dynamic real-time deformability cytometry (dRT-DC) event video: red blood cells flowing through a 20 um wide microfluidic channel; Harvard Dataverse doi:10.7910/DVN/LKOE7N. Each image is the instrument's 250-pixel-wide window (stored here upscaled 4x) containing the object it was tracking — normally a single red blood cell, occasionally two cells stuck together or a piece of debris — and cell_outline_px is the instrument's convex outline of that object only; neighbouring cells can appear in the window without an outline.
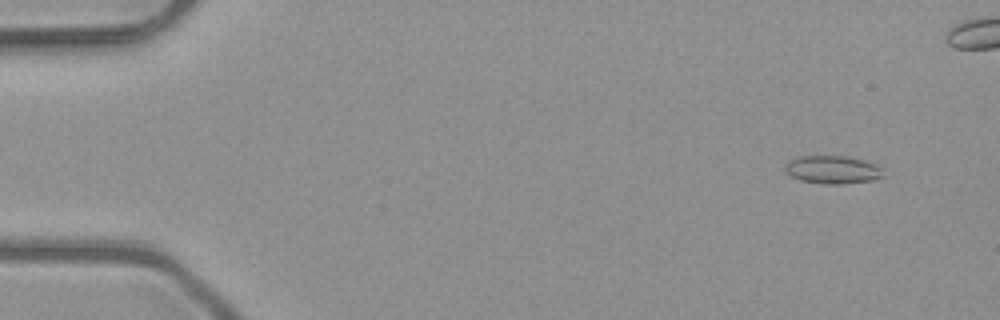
{"species": "common noctule bat (a hibernating species)", "species_latin": "Nyctalus noctula", "temperature_condition": "room temperature", "stored_images_in_passage": 6, "camera_frame_rate_fps": 3000, "um_per_image_px": 0.085, "animal": {"sex": "male", "body_mass_g": 23.1, "forearm_length_mm": 52.7}, "frame": {"image": 1, "passage_image": 2, "time_ms": 0.333, "image_size_px": [1000, 320], "cell_outline_px": [[880, 176], [872, 180], [844, 184], [820, 184], [800, 180], [792, 176], [784, 168], [796, 156], [848, 156], [868, 160], [876, 164], [880, 168]], "centroid_in_image_um": [70.77, 14.42], "position_along_channel_um": 14.2, "area_um2": 15.9}}
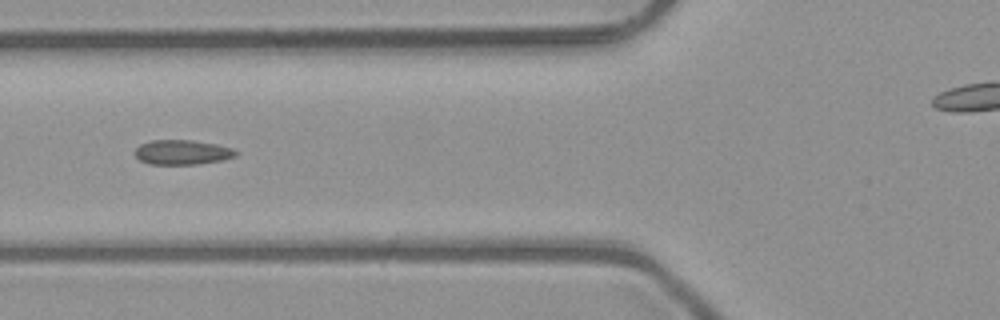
{"frame": {"image": 2, "passage_image": 6, "time_ms": 1.667, "image_size_px": [1000, 320], "cell_outline_px": [[240, 152], [236, 156], [224, 160], [196, 164], [148, 164], [140, 160], [132, 152], [140, 144], [152, 140], [192, 140], [216, 144], [232, 148]], "centroid_in_image_um": [15.49, 12.94], "position_along_channel_um": 110.3, "area_um2": 14.68}}